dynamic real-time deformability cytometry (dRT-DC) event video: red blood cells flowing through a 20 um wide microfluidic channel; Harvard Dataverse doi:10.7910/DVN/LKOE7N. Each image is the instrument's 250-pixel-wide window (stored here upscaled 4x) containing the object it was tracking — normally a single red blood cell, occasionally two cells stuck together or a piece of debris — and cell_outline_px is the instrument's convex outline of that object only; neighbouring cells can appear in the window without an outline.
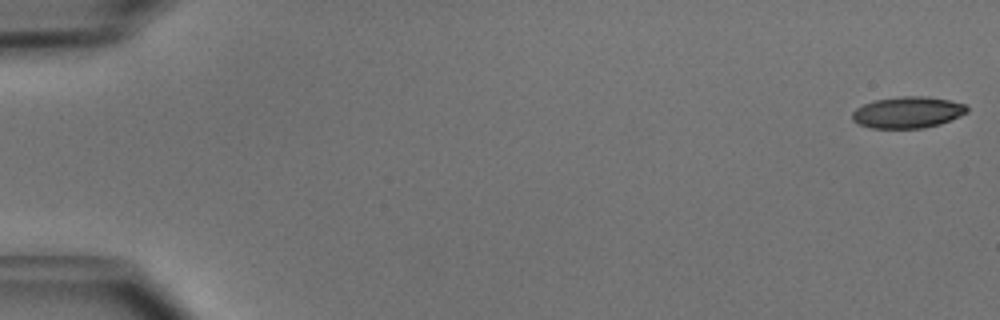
{"species": "common noctule bat (a hibernating species)", "species_latin": "Nyctalus noctula", "temperature_condition": "cold", "stored_images_in_passage": 51, "camera_frame_rate_fps": 3000, "um_per_image_px": 0.085, "animal": {"sex": "male", "body_mass_g": 15.6}, "frame": {"image": 1, "passage_image": 1, "time_ms": 0.0, "image_size_px": [1000, 320], "cell_outline_px": [[968, 112], [960, 116], [940, 124], [924, 128], [872, 128], [860, 124], [852, 120], [852, 112], [856, 108], [864, 104], [876, 100], [900, 96], [928, 96], [948, 100], [964, 104], [968, 108]], "centroid_in_image_um": [77.16, 9.55], "position_along_channel_um": 7.8, "area_um2": 20.98}}
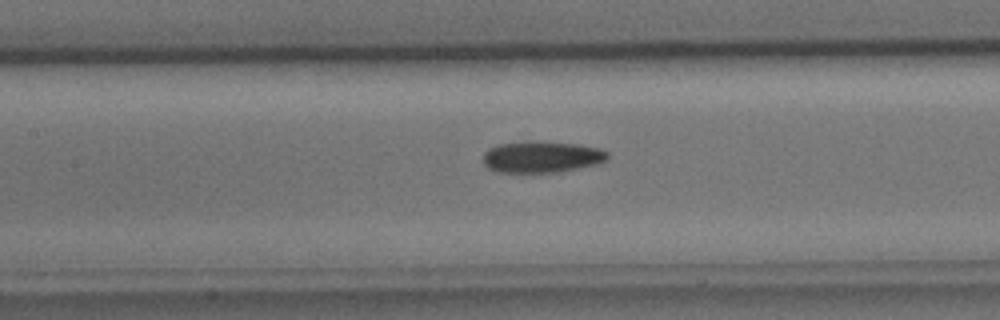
{"frame": {"image": 2, "passage_image": 24, "time_ms": 7.667, "image_size_px": [1000, 320], "cell_outline_px": [[608, 160], [596, 164], [560, 172], [496, 172], [488, 168], [484, 164], [484, 152], [488, 148], [496, 144], [576, 144], [600, 148], [608, 152]], "centroid_in_image_um": [46.06, 13.39], "position_along_channel_um": 161.3, "area_um2": 21.91}}
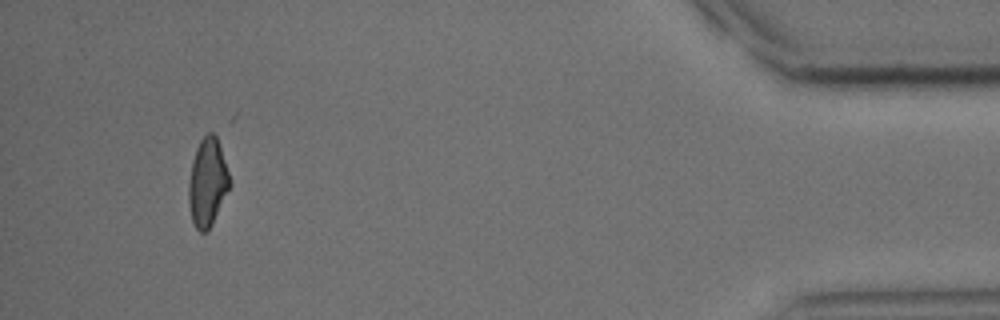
{"frame": {"image": 3, "passage_image": 48, "time_ms": 15.667, "image_size_px": [1000, 320], "cell_outline_px": [[232, 184], [212, 224], [204, 232], [200, 232], [196, 228], [192, 220], [188, 204], [188, 184], [192, 160], [196, 148], [200, 140], [208, 132], [212, 132], [216, 136]], "centroid_in_image_um": [17.63, 15.51], "position_along_channel_um": 417.6, "area_um2": 20.98}, "authors_computed_cell_mechanics": {"area_um2": 22.1374, "velocity_mm_per_s": 3.9854, "shape_relaxation_time_tau1_ms": 5.9867, "shape_relaxation_time_tau2_ms": 2.0572, "deformation_change_tau1": 0.1631, "deformation_change_tau2": 0.088}}